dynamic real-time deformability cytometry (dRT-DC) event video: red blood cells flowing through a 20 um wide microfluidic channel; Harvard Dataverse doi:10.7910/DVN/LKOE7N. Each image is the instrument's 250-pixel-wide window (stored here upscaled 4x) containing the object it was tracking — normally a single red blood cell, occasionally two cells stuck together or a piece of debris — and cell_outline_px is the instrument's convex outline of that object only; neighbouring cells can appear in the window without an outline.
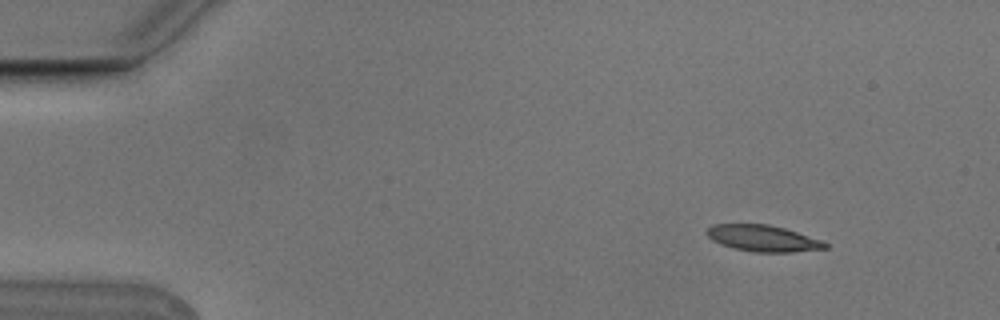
{"species": "Egyptian fruit bat (a non-hibernating species)", "species_latin": "Rousettus aegyptiacus", "temperature_condition": "cold", "stored_images_in_passage": 5, "camera_frame_rate_fps": 3000, "um_per_image_px": 0.085, "animal": {"sex": "male"}, "frame": {"image": 1, "passage_image": 1, "time_ms": 0.0, "image_size_px": [1000, 320], "cell_outline_px": [[828, 248], [792, 252], [752, 252], [732, 248], [720, 244], [712, 240], [704, 232], [712, 224], [768, 224], [784, 228], [820, 240], [828, 244]], "centroid_in_image_um": [64.8, 20.26], "position_along_channel_um": 20.2, "area_um2": 18.15}}